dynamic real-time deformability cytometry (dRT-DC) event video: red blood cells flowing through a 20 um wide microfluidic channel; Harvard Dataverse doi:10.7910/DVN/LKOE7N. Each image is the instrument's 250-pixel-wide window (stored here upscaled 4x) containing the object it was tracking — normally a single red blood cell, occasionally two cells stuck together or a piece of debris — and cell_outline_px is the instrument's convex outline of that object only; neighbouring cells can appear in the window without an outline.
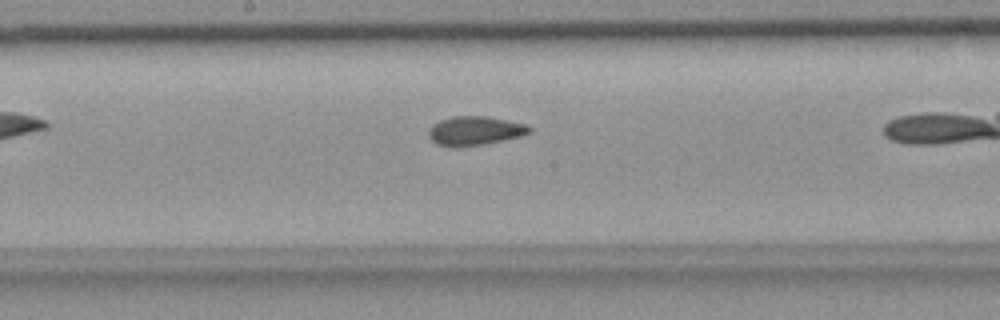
{"species": "common noctule bat (a hibernating species)", "species_latin": "Nyctalus noctula", "temperature_condition": "room temperature", "stored_images_in_passage": 27, "camera_frame_rate_fps": 3000, "um_per_image_px": 0.085, "animal": {"sex": "female", "body_mass_g": 18.4}, "frame": {"image": 1, "passage_image": 12, "time_ms": 3.667, "image_size_px": [1000, 320], "cell_outline_px": [[532, 132], [524, 136], [484, 144], [456, 148], [448, 148], [436, 144], [428, 136], [428, 132], [432, 124], [440, 120], [452, 116], [488, 116], [524, 124], [532, 128]], "centroid_in_image_um": [40.35, 11.13], "position_along_channel_um": 207.9, "area_um2": 17.4}}
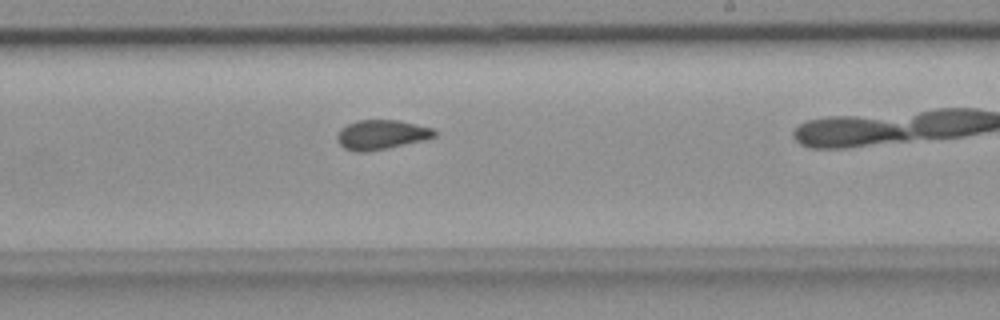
{"frame": {"image": 2, "passage_image": 16, "time_ms": 5.0, "image_size_px": [1000, 320], "cell_outline_px": [[440, 132], [436, 136], [424, 140], [364, 152], [356, 152], [344, 148], [336, 140], [336, 136], [340, 128], [356, 120], [396, 120], [436, 128]], "centroid_in_image_um": [32.44, 11.43], "position_along_channel_um": 256.6, "area_um2": 16.82}}